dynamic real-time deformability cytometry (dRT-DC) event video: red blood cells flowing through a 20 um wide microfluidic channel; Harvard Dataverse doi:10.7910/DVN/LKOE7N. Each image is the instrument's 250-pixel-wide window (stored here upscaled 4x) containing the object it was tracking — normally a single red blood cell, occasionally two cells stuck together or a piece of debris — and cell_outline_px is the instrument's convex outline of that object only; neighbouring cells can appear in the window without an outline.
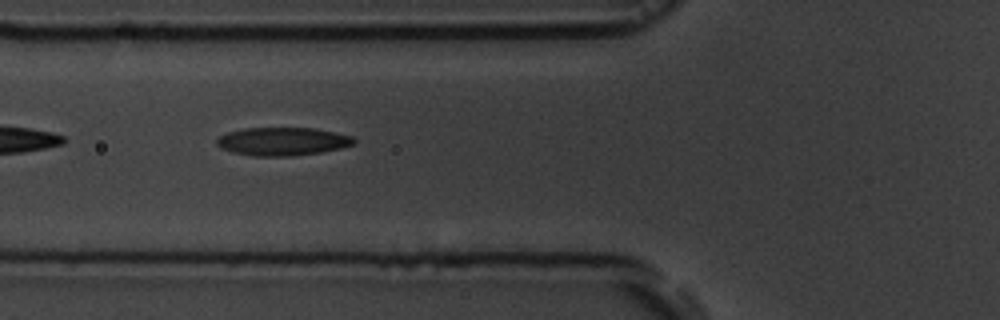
{"species": "common noctule bat (a hibernating species)", "species_latin": "Nyctalus noctula", "temperature_condition": "room temperature", "stored_images_in_passage": 3, "camera_frame_rate_fps": 3000, "um_per_image_px": 0.085, "animal": {"sex": "male", "body_mass_g": 19.5, "forearm_length_mm": 54.6}, "frame": {"image": 1, "passage_image": 2, "time_ms": 1.0, "image_size_px": [1000, 320], "cell_outline_px": [[356, 144], [340, 148], [320, 152], [292, 156], [252, 156], [232, 152], [220, 148], [216, 144], [216, 140], [220, 136], [228, 132], [244, 128], [312, 128], [352, 136], [356, 140]], "centroid_in_image_um": [23.99, 12.03], "position_along_channel_um": 101.8, "area_um2": 22.48}}
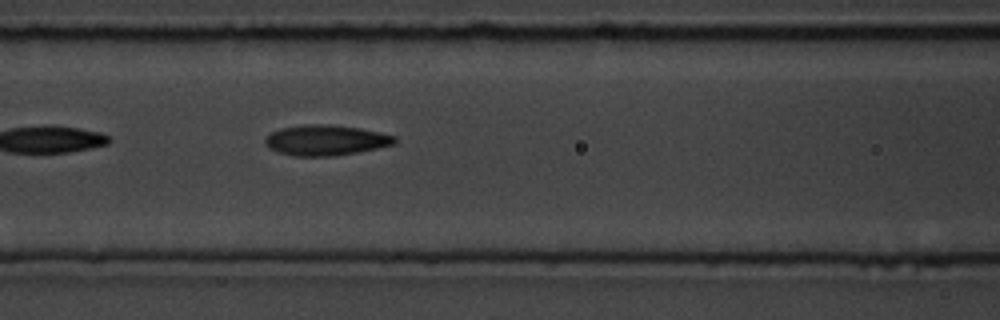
{"frame": {"image": 2, "passage_image": 3, "time_ms": 2.0, "image_size_px": [1000, 320], "cell_outline_px": [[396, 144], [336, 156], [296, 156], [280, 152], [268, 148], [264, 144], [264, 140], [272, 132], [280, 128], [304, 124], [324, 124], [360, 128], [396, 136]], "centroid_in_image_um": [27.68, 11.91], "position_along_channel_um": 138.9, "area_um2": 22.89}}